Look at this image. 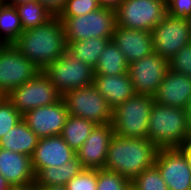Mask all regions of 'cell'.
Segmentation results:
<instances>
[{
  "label": "cell",
  "instance_id": "obj_1",
  "mask_svg": "<svg viewBox=\"0 0 191 190\" xmlns=\"http://www.w3.org/2000/svg\"><path fill=\"white\" fill-rule=\"evenodd\" d=\"M13 45L40 71L59 59L68 47L63 23L58 16L23 31Z\"/></svg>",
  "mask_w": 191,
  "mask_h": 190
},
{
  "label": "cell",
  "instance_id": "obj_2",
  "mask_svg": "<svg viewBox=\"0 0 191 190\" xmlns=\"http://www.w3.org/2000/svg\"><path fill=\"white\" fill-rule=\"evenodd\" d=\"M159 148L147 138L112 137L104 169L132 181L155 164Z\"/></svg>",
  "mask_w": 191,
  "mask_h": 190
},
{
  "label": "cell",
  "instance_id": "obj_3",
  "mask_svg": "<svg viewBox=\"0 0 191 190\" xmlns=\"http://www.w3.org/2000/svg\"><path fill=\"white\" fill-rule=\"evenodd\" d=\"M148 140L160 148H180L189 140L186 109L154 102L148 125Z\"/></svg>",
  "mask_w": 191,
  "mask_h": 190
},
{
  "label": "cell",
  "instance_id": "obj_4",
  "mask_svg": "<svg viewBox=\"0 0 191 190\" xmlns=\"http://www.w3.org/2000/svg\"><path fill=\"white\" fill-rule=\"evenodd\" d=\"M154 99L149 95L135 94L112 111V126L116 136L147 138L151 108Z\"/></svg>",
  "mask_w": 191,
  "mask_h": 190
},
{
  "label": "cell",
  "instance_id": "obj_5",
  "mask_svg": "<svg viewBox=\"0 0 191 190\" xmlns=\"http://www.w3.org/2000/svg\"><path fill=\"white\" fill-rule=\"evenodd\" d=\"M59 18L67 43L94 37L112 38L116 26V11L103 7L85 15Z\"/></svg>",
  "mask_w": 191,
  "mask_h": 190
},
{
  "label": "cell",
  "instance_id": "obj_6",
  "mask_svg": "<svg viewBox=\"0 0 191 190\" xmlns=\"http://www.w3.org/2000/svg\"><path fill=\"white\" fill-rule=\"evenodd\" d=\"M69 115L84 118L96 125L112 123L113 109L94 84L68 91L62 96Z\"/></svg>",
  "mask_w": 191,
  "mask_h": 190
},
{
  "label": "cell",
  "instance_id": "obj_7",
  "mask_svg": "<svg viewBox=\"0 0 191 190\" xmlns=\"http://www.w3.org/2000/svg\"><path fill=\"white\" fill-rule=\"evenodd\" d=\"M116 11V25L152 31L167 14L166 0H123Z\"/></svg>",
  "mask_w": 191,
  "mask_h": 190
},
{
  "label": "cell",
  "instance_id": "obj_8",
  "mask_svg": "<svg viewBox=\"0 0 191 190\" xmlns=\"http://www.w3.org/2000/svg\"><path fill=\"white\" fill-rule=\"evenodd\" d=\"M43 72L63 96L68 91L93 83L94 69L66 51Z\"/></svg>",
  "mask_w": 191,
  "mask_h": 190
},
{
  "label": "cell",
  "instance_id": "obj_9",
  "mask_svg": "<svg viewBox=\"0 0 191 190\" xmlns=\"http://www.w3.org/2000/svg\"><path fill=\"white\" fill-rule=\"evenodd\" d=\"M5 97L22 115L29 110L47 106L62 99V95L43 71L11 90Z\"/></svg>",
  "mask_w": 191,
  "mask_h": 190
},
{
  "label": "cell",
  "instance_id": "obj_10",
  "mask_svg": "<svg viewBox=\"0 0 191 190\" xmlns=\"http://www.w3.org/2000/svg\"><path fill=\"white\" fill-rule=\"evenodd\" d=\"M154 52L169 61L182 47L191 43V26L188 18L168 13L151 31Z\"/></svg>",
  "mask_w": 191,
  "mask_h": 190
},
{
  "label": "cell",
  "instance_id": "obj_11",
  "mask_svg": "<svg viewBox=\"0 0 191 190\" xmlns=\"http://www.w3.org/2000/svg\"><path fill=\"white\" fill-rule=\"evenodd\" d=\"M39 72L13 44H0V94L3 97L33 79Z\"/></svg>",
  "mask_w": 191,
  "mask_h": 190
},
{
  "label": "cell",
  "instance_id": "obj_12",
  "mask_svg": "<svg viewBox=\"0 0 191 190\" xmlns=\"http://www.w3.org/2000/svg\"><path fill=\"white\" fill-rule=\"evenodd\" d=\"M169 71V62L153 52L128 66L136 94L154 96Z\"/></svg>",
  "mask_w": 191,
  "mask_h": 190
},
{
  "label": "cell",
  "instance_id": "obj_13",
  "mask_svg": "<svg viewBox=\"0 0 191 190\" xmlns=\"http://www.w3.org/2000/svg\"><path fill=\"white\" fill-rule=\"evenodd\" d=\"M168 190H191V170L180 148H160L155 164Z\"/></svg>",
  "mask_w": 191,
  "mask_h": 190
},
{
  "label": "cell",
  "instance_id": "obj_14",
  "mask_svg": "<svg viewBox=\"0 0 191 190\" xmlns=\"http://www.w3.org/2000/svg\"><path fill=\"white\" fill-rule=\"evenodd\" d=\"M69 113L63 99L27 111L23 120L39 138L61 135Z\"/></svg>",
  "mask_w": 191,
  "mask_h": 190
},
{
  "label": "cell",
  "instance_id": "obj_15",
  "mask_svg": "<svg viewBox=\"0 0 191 190\" xmlns=\"http://www.w3.org/2000/svg\"><path fill=\"white\" fill-rule=\"evenodd\" d=\"M113 136L112 123L95 126L76 152L84 169H104L108 147Z\"/></svg>",
  "mask_w": 191,
  "mask_h": 190
},
{
  "label": "cell",
  "instance_id": "obj_16",
  "mask_svg": "<svg viewBox=\"0 0 191 190\" xmlns=\"http://www.w3.org/2000/svg\"><path fill=\"white\" fill-rule=\"evenodd\" d=\"M75 155L76 153L60 135L39 138L38 144L31 156L34 174L45 167L63 165Z\"/></svg>",
  "mask_w": 191,
  "mask_h": 190
},
{
  "label": "cell",
  "instance_id": "obj_17",
  "mask_svg": "<svg viewBox=\"0 0 191 190\" xmlns=\"http://www.w3.org/2000/svg\"><path fill=\"white\" fill-rule=\"evenodd\" d=\"M112 40L123 53L128 64L154 52L150 31L115 26Z\"/></svg>",
  "mask_w": 191,
  "mask_h": 190
},
{
  "label": "cell",
  "instance_id": "obj_18",
  "mask_svg": "<svg viewBox=\"0 0 191 190\" xmlns=\"http://www.w3.org/2000/svg\"><path fill=\"white\" fill-rule=\"evenodd\" d=\"M191 97V77L169 70L159 85L154 102L186 109Z\"/></svg>",
  "mask_w": 191,
  "mask_h": 190
},
{
  "label": "cell",
  "instance_id": "obj_19",
  "mask_svg": "<svg viewBox=\"0 0 191 190\" xmlns=\"http://www.w3.org/2000/svg\"><path fill=\"white\" fill-rule=\"evenodd\" d=\"M0 174L9 186L35 182L31 157L0 148Z\"/></svg>",
  "mask_w": 191,
  "mask_h": 190
},
{
  "label": "cell",
  "instance_id": "obj_20",
  "mask_svg": "<svg viewBox=\"0 0 191 190\" xmlns=\"http://www.w3.org/2000/svg\"><path fill=\"white\" fill-rule=\"evenodd\" d=\"M93 84L112 109L136 94L128 73L94 75Z\"/></svg>",
  "mask_w": 191,
  "mask_h": 190
},
{
  "label": "cell",
  "instance_id": "obj_21",
  "mask_svg": "<svg viewBox=\"0 0 191 190\" xmlns=\"http://www.w3.org/2000/svg\"><path fill=\"white\" fill-rule=\"evenodd\" d=\"M38 141L39 137L22 120L2 137L0 148L31 157Z\"/></svg>",
  "mask_w": 191,
  "mask_h": 190
},
{
  "label": "cell",
  "instance_id": "obj_22",
  "mask_svg": "<svg viewBox=\"0 0 191 190\" xmlns=\"http://www.w3.org/2000/svg\"><path fill=\"white\" fill-rule=\"evenodd\" d=\"M84 168L75 155L72 159L60 166H51L40 169L35 174L36 186L66 185L69 180L78 175Z\"/></svg>",
  "mask_w": 191,
  "mask_h": 190
},
{
  "label": "cell",
  "instance_id": "obj_23",
  "mask_svg": "<svg viewBox=\"0 0 191 190\" xmlns=\"http://www.w3.org/2000/svg\"><path fill=\"white\" fill-rule=\"evenodd\" d=\"M128 66L123 53L110 40L100 54L94 75H122L128 73Z\"/></svg>",
  "mask_w": 191,
  "mask_h": 190
},
{
  "label": "cell",
  "instance_id": "obj_24",
  "mask_svg": "<svg viewBox=\"0 0 191 190\" xmlns=\"http://www.w3.org/2000/svg\"><path fill=\"white\" fill-rule=\"evenodd\" d=\"M110 40L112 38L94 37L82 41L68 42L67 51L95 69L101 52Z\"/></svg>",
  "mask_w": 191,
  "mask_h": 190
},
{
  "label": "cell",
  "instance_id": "obj_25",
  "mask_svg": "<svg viewBox=\"0 0 191 190\" xmlns=\"http://www.w3.org/2000/svg\"><path fill=\"white\" fill-rule=\"evenodd\" d=\"M96 124L76 116L68 115L61 137L76 153L95 128Z\"/></svg>",
  "mask_w": 191,
  "mask_h": 190
},
{
  "label": "cell",
  "instance_id": "obj_26",
  "mask_svg": "<svg viewBox=\"0 0 191 190\" xmlns=\"http://www.w3.org/2000/svg\"><path fill=\"white\" fill-rule=\"evenodd\" d=\"M23 32L15 6L0 3V44H13Z\"/></svg>",
  "mask_w": 191,
  "mask_h": 190
},
{
  "label": "cell",
  "instance_id": "obj_27",
  "mask_svg": "<svg viewBox=\"0 0 191 190\" xmlns=\"http://www.w3.org/2000/svg\"><path fill=\"white\" fill-rule=\"evenodd\" d=\"M15 8L20 17L23 31L38 27L54 16L38 1L15 5Z\"/></svg>",
  "mask_w": 191,
  "mask_h": 190
},
{
  "label": "cell",
  "instance_id": "obj_28",
  "mask_svg": "<svg viewBox=\"0 0 191 190\" xmlns=\"http://www.w3.org/2000/svg\"><path fill=\"white\" fill-rule=\"evenodd\" d=\"M132 190H168L158 168L153 165L131 181Z\"/></svg>",
  "mask_w": 191,
  "mask_h": 190
},
{
  "label": "cell",
  "instance_id": "obj_29",
  "mask_svg": "<svg viewBox=\"0 0 191 190\" xmlns=\"http://www.w3.org/2000/svg\"><path fill=\"white\" fill-rule=\"evenodd\" d=\"M97 190H131V181L105 169H97Z\"/></svg>",
  "mask_w": 191,
  "mask_h": 190
},
{
  "label": "cell",
  "instance_id": "obj_30",
  "mask_svg": "<svg viewBox=\"0 0 191 190\" xmlns=\"http://www.w3.org/2000/svg\"><path fill=\"white\" fill-rule=\"evenodd\" d=\"M22 120L23 115L3 97L0 100V140Z\"/></svg>",
  "mask_w": 191,
  "mask_h": 190
},
{
  "label": "cell",
  "instance_id": "obj_31",
  "mask_svg": "<svg viewBox=\"0 0 191 190\" xmlns=\"http://www.w3.org/2000/svg\"><path fill=\"white\" fill-rule=\"evenodd\" d=\"M100 8L98 0H67L58 17H77Z\"/></svg>",
  "mask_w": 191,
  "mask_h": 190
},
{
  "label": "cell",
  "instance_id": "obj_32",
  "mask_svg": "<svg viewBox=\"0 0 191 190\" xmlns=\"http://www.w3.org/2000/svg\"><path fill=\"white\" fill-rule=\"evenodd\" d=\"M66 187L67 190H97V169H83Z\"/></svg>",
  "mask_w": 191,
  "mask_h": 190
},
{
  "label": "cell",
  "instance_id": "obj_33",
  "mask_svg": "<svg viewBox=\"0 0 191 190\" xmlns=\"http://www.w3.org/2000/svg\"><path fill=\"white\" fill-rule=\"evenodd\" d=\"M168 62L169 70L191 77V43L182 47Z\"/></svg>",
  "mask_w": 191,
  "mask_h": 190
},
{
  "label": "cell",
  "instance_id": "obj_34",
  "mask_svg": "<svg viewBox=\"0 0 191 190\" xmlns=\"http://www.w3.org/2000/svg\"><path fill=\"white\" fill-rule=\"evenodd\" d=\"M167 13L174 17L189 18L191 15V0H166Z\"/></svg>",
  "mask_w": 191,
  "mask_h": 190
},
{
  "label": "cell",
  "instance_id": "obj_35",
  "mask_svg": "<svg viewBox=\"0 0 191 190\" xmlns=\"http://www.w3.org/2000/svg\"><path fill=\"white\" fill-rule=\"evenodd\" d=\"M66 1L67 0H38V2H40L54 16H58L65 7Z\"/></svg>",
  "mask_w": 191,
  "mask_h": 190
},
{
  "label": "cell",
  "instance_id": "obj_36",
  "mask_svg": "<svg viewBox=\"0 0 191 190\" xmlns=\"http://www.w3.org/2000/svg\"><path fill=\"white\" fill-rule=\"evenodd\" d=\"M123 0H98L100 7L116 10Z\"/></svg>",
  "mask_w": 191,
  "mask_h": 190
},
{
  "label": "cell",
  "instance_id": "obj_37",
  "mask_svg": "<svg viewBox=\"0 0 191 190\" xmlns=\"http://www.w3.org/2000/svg\"><path fill=\"white\" fill-rule=\"evenodd\" d=\"M180 149L186 155L188 162H189L190 170H191V139H189L185 144H183L180 147Z\"/></svg>",
  "mask_w": 191,
  "mask_h": 190
},
{
  "label": "cell",
  "instance_id": "obj_38",
  "mask_svg": "<svg viewBox=\"0 0 191 190\" xmlns=\"http://www.w3.org/2000/svg\"><path fill=\"white\" fill-rule=\"evenodd\" d=\"M7 190H37L35 182L25 185L10 186Z\"/></svg>",
  "mask_w": 191,
  "mask_h": 190
},
{
  "label": "cell",
  "instance_id": "obj_39",
  "mask_svg": "<svg viewBox=\"0 0 191 190\" xmlns=\"http://www.w3.org/2000/svg\"><path fill=\"white\" fill-rule=\"evenodd\" d=\"M186 114H187V122H188V134H189V139H191V97L186 107Z\"/></svg>",
  "mask_w": 191,
  "mask_h": 190
},
{
  "label": "cell",
  "instance_id": "obj_40",
  "mask_svg": "<svg viewBox=\"0 0 191 190\" xmlns=\"http://www.w3.org/2000/svg\"><path fill=\"white\" fill-rule=\"evenodd\" d=\"M37 190H67L66 185L37 186Z\"/></svg>",
  "mask_w": 191,
  "mask_h": 190
},
{
  "label": "cell",
  "instance_id": "obj_41",
  "mask_svg": "<svg viewBox=\"0 0 191 190\" xmlns=\"http://www.w3.org/2000/svg\"><path fill=\"white\" fill-rule=\"evenodd\" d=\"M32 1H38V0H3L4 3H7L12 6L20 5V4H27Z\"/></svg>",
  "mask_w": 191,
  "mask_h": 190
},
{
  "label": "cell",
  "instance_id": "obj_42",
  "mask_svg": "<svg viewBox=\"0 0 191 190\" xmlns=\"http://www.w3.org/2000/svg\"><path fill=\"white\" fill-rule=\"evenodd\" d=\"M9 187L10 186L6 182L5 178L0 174V190H7Z\"/></svg>",
  "mask_w": 191,
  "mask_h": 190
},
{
  "label": "cell",
  "instance_id": "obj_43",
  "mask_svg": "<svg viewBox=\"0 0 191 190\" xmlns=\"http://www.w3.org/2000/svg\"><path fill=\"white\" fill-rule=\"evenodd\" d=\"M189 22H190V26H191V15L188 18Z\"/></svg>",
  "mask_w": 191,
  "mask_h": 190
}]
</instances>
